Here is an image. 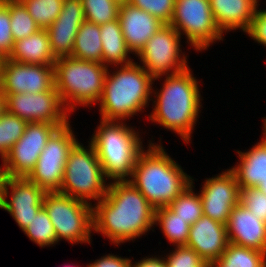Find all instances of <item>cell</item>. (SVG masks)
<instances>
[{
  "mask_svg": "<svg viewBox=\"0 0 266 267\" xmlns=\"http://www.w3.org/2000/svg\"><path fill=\"white\" fill-rule=\"evenodd\" d=\"M93 207V229L119 244L145 234L155 224V208L128 180L108 184Z\"/></svg>",
  "mask_w": 266,
  "mask_h": 267,
  "instance_id": "cell-1",
  "label": "cell"
},
{
  "mask_svg": "<svg viewBox=\"0 0 266 267\" xmlns=\"http://www.w3.org/2000/svg\"><path fill=\"white\" fill-rule=\"evenodd\" d=\"M148 147L145 153H139L129 181L158 209L170 205L192 178L165 153L164 147L153 143Z\"/></svg>",
  "mask_w": 266,
  "mask_h": 267,
  "instance_id": "cell-2",
  "label": "cell"
},
{
  "mask_svg": "<svg viewBox=\"0 0 266 267\" xmlns=\"http://www.w3.org/2000/svg\"><path fill=\"white\" fill-rule=\"evenodd\" d=\"M191 70L168 74L161 91L156 95L157 101L152 114L153 122H158L166 129L175 131L188 143L191 139L200 105V92Z\"/></svg>",
  "mask_w": 266,
  "mask_h": 267,
  "instance_id": "cell-3",
  "label": "cell"
},
{
  "mask_svg": "<svg viewBox=\"0 0 266 267\" xmlns=\"http://www.w3.org/2000/svg\"><path fill=\"white\" fill-rule=\"evenodd\" d=\"M154 78L132 62L109 75L107 70L100 99L102 120L118 121L132 117L148 103Z\"/></svg>",
  "mask_w": 266,
  "mask_h": 267,
  "instance_id": "cell-4",
  "label": "cell"
},
{
  "mask_svg": "<svg viewBox=\"0 0 266 267\" xmlns=\"http://www.w3.org/2000/svg\"><path fill=\"white\" fill-rule=\"evenodd\" d=\"M106 121L101 124L91 138L104 175L115 181H128L133 174L142 142L136 132L119 121ZM123 124V125H122Z\"/></svg>",
  "mask_w": 266,
  "mask_h": 267,
  "instance_id": "cell-5",
  "label": "cell"
},
{
  "mask_svg": "<svg viewBox=\"0 0 266 267\" xmlns=\"http://www.w3.org/2000/svg\"><path fill=\"white\" fill-rule=\"evenodd\" d=\"M107 70L101 63L71 56L56 59L55 88L68 113L74 111L76 104L88 106L100 101Z\"/></svg>",
  "mask_w": 266,
  "mask_h": 267,
  "instance_id": "cell-6",
  "label": "cell"
},
{
  "mask_svg": "<svg viewBox=\"0 0 266 267\" xmlns=\"http://www.w3.org/2000/svg\"><path fill=\"white\" fill-rule=\"evenodd\" d=\"M89 144L90 148L85 149L77 141L69 150L63 183L59 191L84 202H88V199L100 201L109 187L104 184L105 175L95 147Z\"/></svg>",
  "mask_w": 266,
  "mask_h": 267,
  "instance_id": "cell-7",
  "label": "cell"
},
{
  "mask_svg": "<svg viewBox=\"0 0 266 267\" xmlns=\"http://www.w3.org/2000/svg\"><path fill=\"white\" fill-rule=\"evenodd\" d=\"M43 207L55 228L56 237L71 243H90L93 228V207L90 203L61 194L46 192Z\"/></svg>",
  "mask_w": 266,
  "mask_h": 267,
  "instance_id": "cell-8",
  "label": "cell"
},
{
  "mask_svg": "<svg viewBox=\"0 0 266 267\" xmlns=\"http://www.w3.org/2000/svg\"><path fill=\"white\" fill-rule=\"evenodd\" d=\"M170 25L181 35V30L195 49L204 50L210 43L222 40L211 11L210 0H175Z\"/></svg>",
  "mask_w": 266,
  "mask_h": 267,
  "instance_id": "cell-9",
  "label": "cell"
},
{
  "mask_svg": "<svg viewBox=\"0 0 266 267\" xmlns=\"http://www.w3.org/2000/svg\"><path fill=\"white\" fill-rule=\"evenodd\" d=\"M76 142L69 123L59 128L46 143L27 178L45 192H59L69 150Z\"/></svg>",
  "mask_w": 266,
  "mask_h": 267,
  "instance_id": "cell-10",
  "label": "cell"
},
{
  "mask_svg": "<svg viewBox=\"0 0 266 267\" xmlns=\"http://www.w3.org/2000/svg\"><path fill=\"white\" fill-rule=\"evenodd\" d=\"M180 34L170 24H164L138 53L142 67L156 80L161 75L179 73L186 68V57L180 58ZM180 58V59H179ZM147 68V69H146Z\"/></svg>",
  "mask_w": 266,
  "mask_h": 267,
  "instance_id": "cell-11",
  "label": "cell"
},
{
  "mask_svg": "<svg viewBox=\"0 0 266 267\" xmlns=\"http://www.w3.org/2000/svg\"><path fill=\"white\" fill-rule=\"evenodd\" d=\"M6 111L27 123L68 124V111L54 87L39 93L3 94Z\"/></svg>",
  "mask_w": 266,
  "mask_h": 267,
  "instance_id": "cell-12",
  "label": "cell"
},
{
  "mask_svg": "<svg viewBox=\"0 0 266 267\" xmlns=\"http://www.w3.org/2000/svg\"><path fill=\"white\" fill-rule=\"evenodd\" d=\"M65 125L27 123L24 134L4 157L8 177H28L50 137Z\"/></svg>",
  "mask_w": 266,
  "mask_h": 267,
  "instance_id": "cell-13",
  "label": "cell"
},
{
  "mask_svg": "<svg viewBox=\"0 0 266 267\" xmlns=\"http://www.w3.org/2000/svg\"><path fill=\"white\" fill-rule=\"evenodd\" d=\"M55 87L54 65L25 64L5 57L1 65L3 94L39 93Z\"/></svg>",
  "mask_w": 266,
  "mask_h": 267,
  "instance_id": "cell-14",
  "label": "cell"
},
{
  "mask_svg": "<svg viewBox=\"0 0 266 267\" xmlns=\"http://www.w3.org/2000/svg\"><path fill=\"white\" fill-rule=\"evenodd\" d=\"M199 195L203 214L226 225L231 210L240 203V187L234 172L229 169L217 177L207 178Z\"/></svg>",
  "mask_w": 266,
  "mask_h": 267,
  "instance_id": "cell-15",
  "label": "cell"
},
{
  "mask_svg": "<svg viewBox=\"0 0 266 267\" xmlns=\"http://www.w3.org/2000/svg\"><path fill=\"white\" fill-rule=\"evenodd\" d=\"M8 187L11 188V200L7 201ZM46 192L27 177H8L0 197V208L8 211L24 230L28 223L43 207Z\"/></svg>",
  "mask_w": 266,
  "mask_h": 267,
  "instance_id": "cell-16",
  "label": "cell"
},
{
  "mask_svg": "<svg viewBox=\"0 0 266 267\" xmlns=\"http://www.w3.org/2000/svg\"><path fill=\"white\" fill-rule=\"evenodd\" d=\"M85 21L81 0H64L57 19L46 29L56 58L71 56L75 36Z\"/></svg>",
  "mask_w": 266,
  "mask_h": 267,
  "instance_id": "cell-17",
  "label": "cell"
},
{
  "mask_svg": "<svg viewBox=\"0 0 266 267\" xmlns=\"http://www.w3.org/2000/svg\"><path fill=\"white\" fill-rule=\"evenodd\" d=\"M228 244L226 225L204 214L190 226L186 246L210 266L224 253Z\"/></svg>",
  "mask_w": 266,
  "mask_h": 267,
  "instance_id": "cell-18",
  "label": "cell"
},
{
  "mask_svg": "<svg viewBox=\"0 0 266 267\" xmlns=\"http://www.w3.org/2000/svg\"><path fill=\"white\" fill-rule=\"evenodd\" d=\"M226 230L230 243L266 253V223L241 203L231 210Z\"/></svg>",
  "mask_w": 266,
  "mask_h": 267,
  "instance_id": "cell-19",
  "label": "cell"
},
{
  "mask_svg": "<svg viewBox=\"0 0 266 267\" xmlns=\"http://www.w3.org/2000/svg\"><path fill=\"white\" fill-rule=\"evenodd\" d=\"M118 20L127 47L137 55L147 41L164 25L158 18L127 2L121 3Z\"/></svg>",
  "mask_w": 266,
  "mask_h": 267,
  "instance_id": "cell-20",
  "label": "cell"
},
{
  "mask_svg": "<svg viewBox=\"0 0 266 267\" xmlns=\"http://www.w3.org/2000/svg\"><path fill=\"white\" fill-rule=\"evenodd\" d=\"M258 0H210L211 11L219 29L246 31L257 9Z\"/></svg>",
  "mask_w": 266,
  "mask_h": 267,
  "instance_id": "cell-21",
  "label": "cell"
},
{
  "mask_svg": "<svg viewBox=\"0 0 266 267\" xmlns=\"http://www.w3.org/2000/svg\"><path fill=\"white\" fill-rule=\"evenodd\" d=\"M12 61L25 64L54 65V56L48 31L40 29L27 38L14 41L13 49L7 57Z\"/></svg>",
  "mask_w": 266,
  "mask_h": 267,
  "instance_id": "cell-22",
  "label": "cell"
},
{
  "mask_svg": "<svg viewBox=\"0 0 266 267\" xmlns=\"http://www.w3.org/2000/svg\"><path fill=\"white\" fill-rule=\"evenodd\" d=\"M240 164L233 167L240 188L256 187L266 178V135L248 152H239Z\"/></svg>",
  "mask_w": 266,
  "mask_h": 267,
  "instance_id": "cell-23",
  "label": "cell"
},
{
  "mask_svg": "<svg viewBox=\"0 0 266 267\" xmlns=\"http://www.w3.org/2000/svg\"><path fill=\"white\" fill-rule=\"evenodd\" d=\"M100 33L103 57L102 64L104 66L107 65L108 67V63H114L115 65L132 63L131 59H127L128 53L131 51L127 47L118 19L100 25Z\"/></svg>",
  "mask_w": 266,
  "mask_h": 267,
  "instance_id": "cell-24",
  "label": "cell"
},
{
  "mask_svg": "<svg viewBox=\"0 0 266 267\" xmlns=\"http://www.w3.org/2000/svg\"><path fill=\"white\" fill-rule=\"evenodd\" d=\"M100 25L85 20L75 36L71 57L102 64Z\"/></svg>",
  "mask_w": 266,
  "mask_h": 267,
  "instance_id": "cell-25",
  "label": "cell"
},
{
  "mask_svg": "<svg viewBox=\"0 0 266 267\" xmlns=\"http://www.w3.org/2000/svg\"><path fill=\"white\" fill-rule=\"evenodd\" d=\"M210 267H266V253L229 242Z\"/></svg>",
  "mask_w": 266,
  "mask_h": 267,
  "instance_id": "cell-26",
  "label": "cell"
},
{
  "mask_svg": "<svg viewBox=\"0 0 266 267\" xmlns=\"http://www.w3.org/2000/svg\"><path fill=\"white\" fill-rule=\"evenodd\" d=\"M154 222L155 224L158 222L171 243L176 246L187 244L191 225L176 215L168 206L155 209Z\"/></svg>",
  "mask_w": 266,
  "mask_h": 267,
  "instance_id": "cell-27",
  "label": "cell"
},
{
  "mask_svg": "<svg viewBox=\"0 0 266 267\" xmlns=\"http://www.w3.org/2000/svg\"><path fill=\"white\" fill-rule=\"evenodd\" d=\"M9 7L10 28L14 41L27 38L40 27L28 13L20 0H3Z\"/></svg>",
  "mask_w": 266,
  "mask_h": 267,
  "instance_id": "cell-28",
  "label": "cell"
},
{
  "mask_svg": "<svg viewBox=\"0 0 266 267\" xmlns=\"http://www.w3.org/2000/svg\"><path fill=\"white\" fill-rule=\"evenodd\" d=\"M192 183L168 207L190 225L194 224L203 215L200 195L194 194Z\"/></svg>",
  "mask_w": 266,
  "mask_h": 267,
  "instance_id": "cell-29",
  "label": "cell"
},
{
  "mask_svg": "<svg viewBox=\"0 0 266 267\" xmlns=\"http://www.w3.org/2000/svg\"><path fill=\"white\" fill-rule=\"evenodd\" d=\"M40 27L47 29L59 16L64 0H20Z\"/></svg>",
  "mask_w": 266,
  "mask_h": 267,
  "instance_id": "cell-30",
  "label": "cell"
},
{
  "mask_svg": "<svg viewBox=\"0 0 266 267\" xmlns=\"http://www.w3.org/2000/svg\"><path fill=\"white\" fill-rule=\"evenodd\" d=\"M23 231L31 241L40 247L58 242L55 228L44 207L39 210Z\"/></svg>",
  "mask_w": 266,
  "mask_h": 267,
  "instance_id": "cell-31",
  "label": "cell"
},
{
  "mask_svg": "<svg viewBox=\"0 0 266 267\" xmlns=\"http://www.w3.org/2000/svg\"><path fill=\"white\" fill-rule=\"evenodd\" d=\"M26 124L25 120L7 111L0 116V155L3 161L12 146L24 134Z\"/></svg>",
  "mask_w": 266,
  "mask_h": 267,
  "instance_id": "cell-32",
  "label": "cell"
},
{
  "mask_svg": "<svg viewBox=\"0 0 266 267\" xmlns=\"http://www.w3.org/2000/svg\"><path fill=\"white\" fill-rule=\"evenodd\" d=\"M85 20L102 25L117 20L121 3L117 0H81Z\"/></svg>",
  "mask_w": 266,
  "mask_h": 267,
  "instance_id": "cell-33",
  "label": "cell"
},
{
  "mask_svg": "<svg viewBox=\"0 0 266 267\" xmlns=\"http://www.w3.org/2000/svg\"><path fill=\"white\" fill-rule=\"evenodd\" d=\"M130 5L145 10L164 24H170L175 0H128Z\"/></svg>",
  "mask_w": 266,
  "mask_h": 267,
  "instance_id": "cell-34",
  "label": "cell"
},
{
  "mask_svg": "<svg viewBox=\"0 0 266 267\" xmlns=\"http://www.w3.org/2000/svg\"><path fill=\"white\" fill-rule=\"evenodd\" d=\"M240 203L266 223V194L256 187L240 188Z\"/></svg>",
  "mask_w": 266,
  "mask_h": 267,
  "instance_id": "cell-35",
  "label": "cell"
},
{
  "mask_svg": "<svg viewBox=\"0 0 266 267\" xmlns=\"http://www.w3.org/2000/svg\"><path fill=\"white\" fill-rule=\"evenodd\" d=\"M174 252L167 255V267H210L192 248L186 245L177 246Z\"/></svg>",
  "mask_w": 266,
  "mask_h": 267,
  "instance_id": "cell-36",
  "label": "cell"
},
{
  "mask_svg": "<svg viewBox=\"0 0 266 267\" xmlns=\"http://www.w3.org/2000/svg\"><path fill=\"white\" fill-rule=\"evenodd\" d=\"M9 7L0 0V55L5 58L11 53L14 39L10 28Z\"/></svg>",
  "mask_w": 266,
  "mask_h": 267,
  "instance_id": "cell-37",
  "label": "cell"
},
{
  "mask_svg": "<svg viewBox=\"0 0 266 267\" xmlns=\"http://www.w3.org/2000/svg\"><path fill=\"white\" fill-rule=\"evenodd\" d=\"M245 33H248L258 43L266 46V10L256 9L250 26Z\"/></svg>",
  "mask_w": 266,
  "mask_h": 267,
  "instance_id": "cell-38",
  "label": "cell"
},
{
  "mask_svg": "<svg viewBox=\"0 0 266 267\" xmlns=\"http://www.w3.org/2000/svg\"><path fill=\"white\" fill-rule=\"evenodd\" d=\"M131 260L114 255H107L89 264L88 267H132Z\"/></svg>",
  "mask_w": 266,
  "mask_h": 267,
  "instance_id": "cell-39",
  "label": "cell"
},
{
  "mask_svg": "<svg viewBox=\"0 0 266 267\" xmlns=\"http://www.w3.org/2000/svg\"><path fill=\"white\" fill-rule=\"evenodd\" d=\"M132 267H167V264L165 262V258L164 260L157 258V257H150V258H145L142 259L140 262H136L135 265H132Z\"/></svg>",
  "mask_w": 266,
  "mask_h": 267,
  "instance_id": "cell-40",
  "label": "cell"
},
{
  "mask_svg": "<svg viewBox=\"0 0 266 267\" xmlns=\"http://www.w3.org/2000/svg\"><path fill=\"white\" fill-rule=\"evenodd\" d=\"M2 162H3V168L0 167V197H1V194L3 192L6 180L8 178L4 161H2Z\"/></svg>",
  "mask_w": 266,
  "mask_h": 267,
  "instance_id": "cell-41",
  "label": "cell"
},
{
  "mask_svg": "<svg viewBox=\"0 0 266 267\" xmlns=\"http://www.w3.org/2000/svg\"><path fill=\"white\" fill-rule=\"evenodd\" d=\"M6 111L5 107V96L0 91V116Z\"/></svg>",
  "mask_w": 266,
  "mask_h": 267,
  "instance_id": "cell-42",
  "label": "cell"
},
{
  "mask_svg": "<svg viewBox=\"0 0 266 267\" xmlns=\"http://www.w3.org/2000/svg\"><path fill=\"white\" fill-rule=\"evenodd\" d=\"M257 188L266 194V178L260 182Z\"/></svg>",
  "mask_w": 266,
  "mask_h": 267,
  "instance_id": "cell-43",
  "label": "cell"
},
{
  "mask_svg": "<svg viewBox=\"0 0 266 267\" xmlns=\"http://www.w3.org/2000/svg\"><path fill=\"white\" fill-rule=\"evenodd\" d=\"M3 59L4 58L0 55V74H1V65H2Z\"/></svg>",
  "mask_w": 266,
  "mask_h": 267,
  "instance_id": "cell-44",
  "label": "cell"
},
{
  "mask_svg": "<svg viewBox=\"0 0 266 267\" xmlns=\"http://www.w3.org/2000/svg\"><path fill=\"white\" fill-rule=\"evenodd\" d=\"M264 121H265V122H264V127H263V128H264V131H265V132H264V135H266V119H264Z\"/></svg>",
  "mask_w": 266,
  "mask_h": 267,
  "instance_id": "cell-45",
  "label": "cell"
},
{
  "mask_svg": "<svg viewBox=\"0 0 266 267\" xmlns=\"http://www.w3.org/2000/svg\"><path fill=\"white\" fill-rule=\"evenodd\" d=\"M117 1H119L120 3L128 2V0H117Z\"/></svg>",
  "mask_w": 266,
  "mask_h": 267,
  "instance_id": "cell-46",
  "label": "cell"
}]
</instances>
